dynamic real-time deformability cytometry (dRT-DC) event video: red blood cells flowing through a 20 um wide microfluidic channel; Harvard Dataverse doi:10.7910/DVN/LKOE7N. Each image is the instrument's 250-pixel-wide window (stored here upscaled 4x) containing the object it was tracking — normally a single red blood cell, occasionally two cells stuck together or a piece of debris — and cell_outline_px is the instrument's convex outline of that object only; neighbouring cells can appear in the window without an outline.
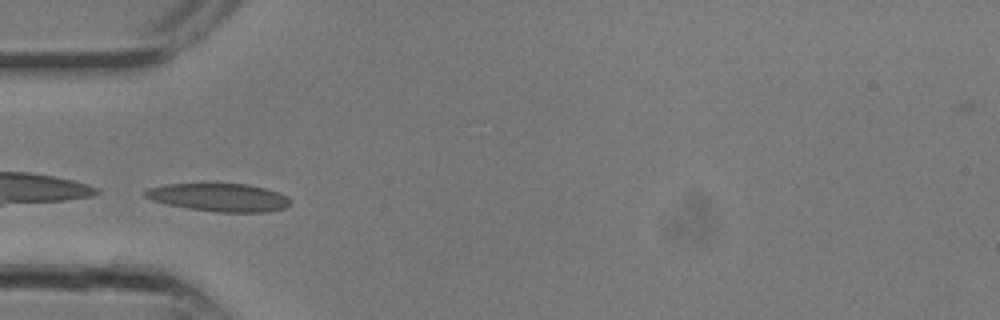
{"species": "common noctule bat (a hibernating species)", "species_latin": "Nyctalus noctula", "temperature_condition": "room temperature", "stored_images_in_passage": 17, "camera_frame_rate_fps": 3000, "um_per_image_px": 0.085, "animal": {"sex": "male", "body_mass_g": 13.3}, "frame": {"image": 1, "passage_image": 6, "time_ms": 1.667, "image_size_px": [1000, 320], "cell_outline_px": [[292, 200], [284, 208], [268, 212], [216, 212], [188, 208], [168, 204], [152, 200], [144, 196], [144, 192], [148, 188], [168, 184], [248, 184], [264, 188], [288, 196]], "centroid_in_image_um": [18.64, 16.78], "position_along_channel_um": 66.4, "area_um2": 23.52}}
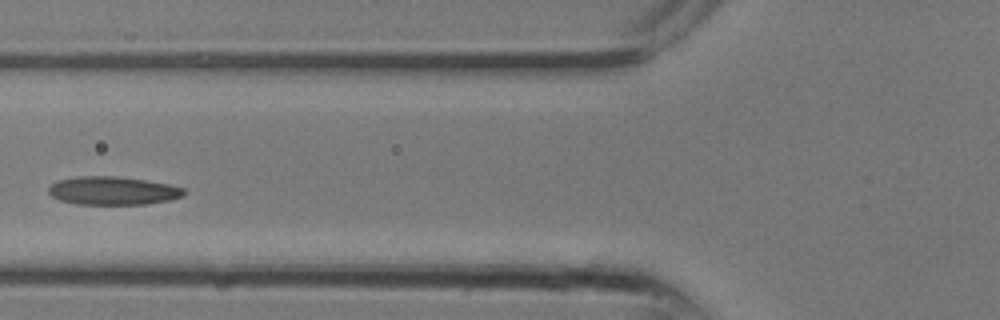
{"frame": {"image": 2, "passage_image": 8, "time_ms": 2.333, "image_size_px": [1000, 320], "cell_outline_px": [[188, 192], [184, 196], [172, 200], [148, 204], [76, 204], [60, 200], [52, 196], [48, 192], [48, 184], [60, 180], [80, 176], [116, 176], [144, 180], [168, 184], [184, 188]], "centroid_in_image_um": [9.62, 16.21], "position_along_channel_um": 116.2, "area_um2": 22.48}}